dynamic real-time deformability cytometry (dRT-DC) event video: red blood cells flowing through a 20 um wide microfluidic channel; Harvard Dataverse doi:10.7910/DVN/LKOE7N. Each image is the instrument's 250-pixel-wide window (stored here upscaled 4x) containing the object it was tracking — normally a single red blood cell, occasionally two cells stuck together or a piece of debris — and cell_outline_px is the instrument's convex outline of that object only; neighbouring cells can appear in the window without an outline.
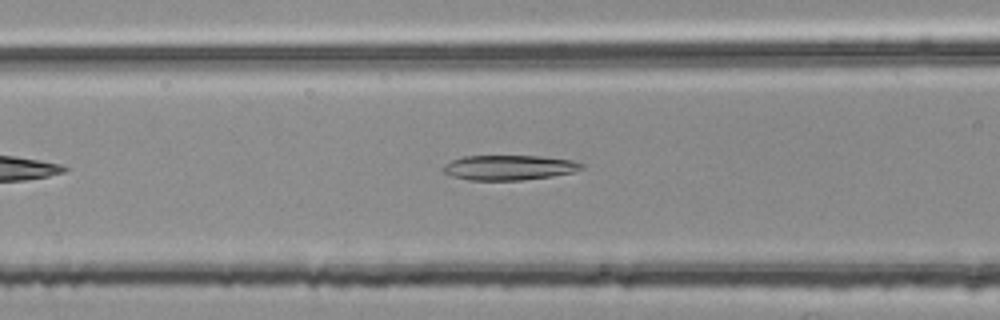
{"species": "common noctule bat (a hibernating species)", "species_latin": "Nyctalus noctula", "temperature_condition": "room temperature", "stored_images_in_passage": 30, "camera_frame_rate_fps": 3000, "um_per_image_px": 0.085, "animal": {"sex": "female", "body_mass_g": 25.1}, "frame": {"image": 1, "passage_image": 7, "time_ms": 2.0, "image_size_px": [1000, 320], "cell_outline_px": [[584, 168], [572, 172], [552, 176], [520, 180], [468, 180], [452, 176], [444, 172], [444, 164], [452, 160], [464, 156], [540, 156], [572, 160], [584, 164]], "centroid_in_image_um": [43.28, 14.24], "position_along_channel_um": 123.3, "area_um2": 20.0}}
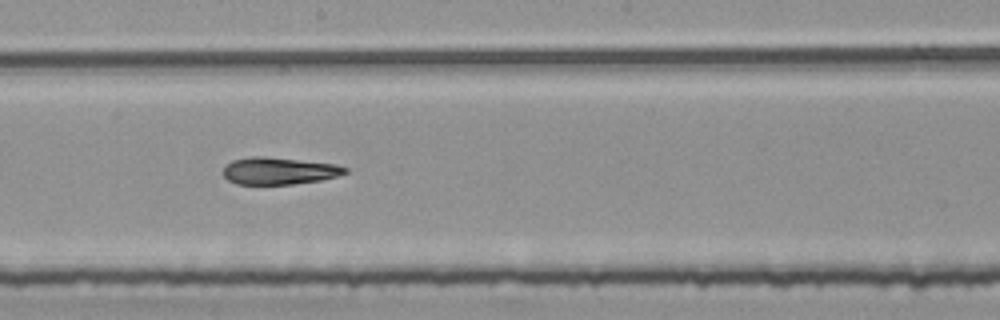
{"frame": {"image": 2, "passage_image": 15, "time_ms": 4.667, "image_size_px": [1000, 320], "cell_outline_px": [[348, 172], [336, 176], [320, 180], [292, 184], [236, 184], [228, 180], [224, 176], [224, 168], [232, 160], [252, 156], [264, 156], [336, 164], [348, 168]], "centroid_in_image_um": [23.71, 14.52], "position_along_channel_um": 224.5, "area_um2": 19.13}}
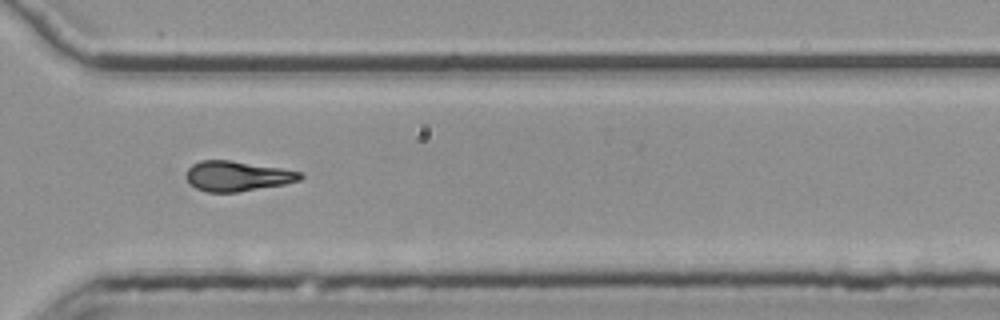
{"frame": {"image": 3, "passage_image": 25, "time_ms": 8.0, "image_size_px": [1000, 320], "cell_outline_px": [[304, 176], [300, 180], [284, 184], [236, 192], [208, 192], [196, 188], [188, 184], [184, 176], [188, 168], [192, 164], [200, 160], [228, 160], [280, 168], [304, 172]], "centroid_in_image_um": [20.13, 14.96], "position_along_channel_um": 350.5, "area_um2": 20.06}, "authors_computed_cell_mechanics": {"area_um2": 19.8543, "velocity_mm_per_s": 3.7949, "shape_relaxation_time_tau1_ms": null, "shape_relaxation_time_tau2_ms": 6.4568, "deformation_change_tau1": null, "deformation_change_tau2": 0.1553}}